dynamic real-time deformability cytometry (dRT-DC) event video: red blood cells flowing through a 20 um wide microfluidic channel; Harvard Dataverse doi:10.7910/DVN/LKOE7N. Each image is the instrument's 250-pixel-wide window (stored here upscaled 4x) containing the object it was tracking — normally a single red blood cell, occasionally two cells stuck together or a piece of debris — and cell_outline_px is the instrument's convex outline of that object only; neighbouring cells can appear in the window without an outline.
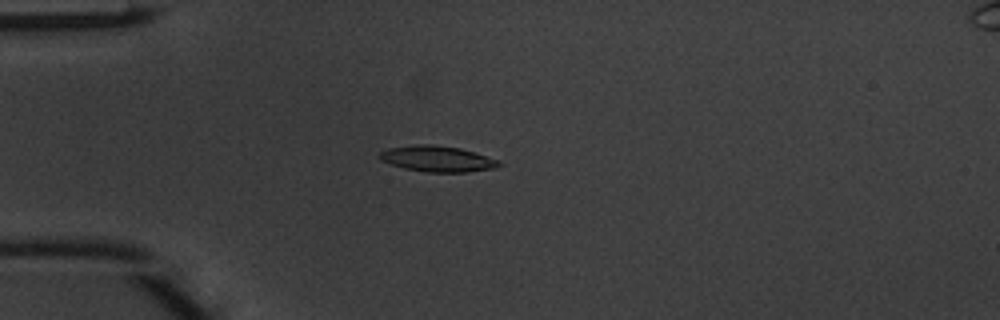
{"species": "common noctule bat (a hibernating species)", "species_latin": "Nyctalus noctula", "temperature_condition": "warm", "stored_images_in_passage": 49, "camera_frame_rate_fps": 3000, "um_per_image_px": 0.085, "animal": {"sex": "male", "body_mass_g": 20.1, "forearm_length_mm": 53.5}, "frame": {"image": 1, "passage_image": 14, "time_ms": 4.333, "image_size_px": [1000, 320], "cell_outline_px": [[504, 164], [496, 168], [464, 172], [428, 172], [404, 168], [380, 160], [380, 152], [388, 148], [416, 144], [432, 144], [460, 148], [496, 160]], "centroid_in_image_um": [37.16, 13.5], "position_along_channel_um": 47.8, "area_um2": 17.74}}
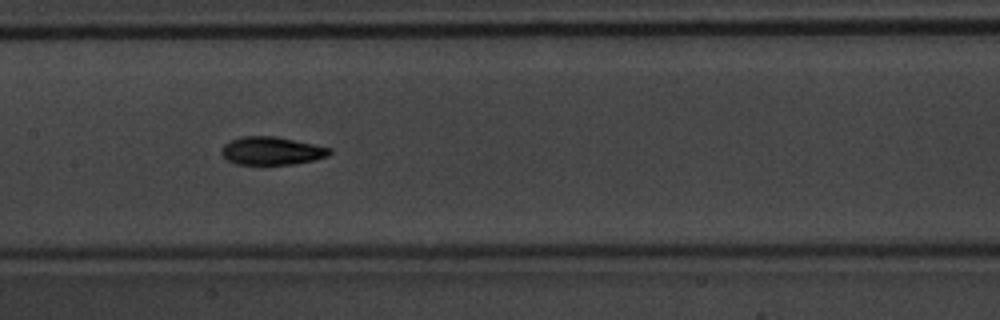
{"frame": {"image": 2, "passage_image": 25, "time_ms": 8.0, "image_size_px": [1000, 320], "cell_outline_px": [[332, 152], [328, 156], [316, 160], [292, 164], [236, 164], [228, 160], [220, 152], [220, 148], [224, 144], [240, 136], [276, 136], [332, 148]], "centroid_in_image_um": [23.1, 12.81], "position_along_channel_um": 184.3, "area_um2": 17.74}}
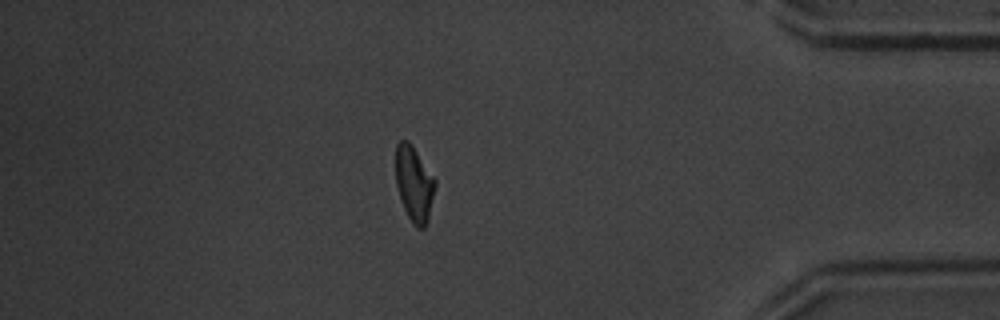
{"frame": {"image": 3, "passage_image": 43, "time_ms": 14.0, "image_size_px": [1000, 320], "cell_outline_px": [[436, 184], [428, 220], [424, 228], [416, 228], [412, 224], [404, 208], [396, 184], [396, 144], [400, 140], [408, 140], [436, 180]], "centroid_in_image_um": [35.2, 15.64], "position_along_channel_um": 400.0, "area_um2": 17.11}, "authors_computed_cell_mechanics": {"area_um2": 17.2822, "velocity_mm_per_s": 4.1663, "shape_relaxation_time_tau1_ms": 2.9926, "shape_relaxation_time_tau2_ms": 2.1127, "deformation_change_tau1": 0.1476, "deformation_change_tau2": 0.0788}}